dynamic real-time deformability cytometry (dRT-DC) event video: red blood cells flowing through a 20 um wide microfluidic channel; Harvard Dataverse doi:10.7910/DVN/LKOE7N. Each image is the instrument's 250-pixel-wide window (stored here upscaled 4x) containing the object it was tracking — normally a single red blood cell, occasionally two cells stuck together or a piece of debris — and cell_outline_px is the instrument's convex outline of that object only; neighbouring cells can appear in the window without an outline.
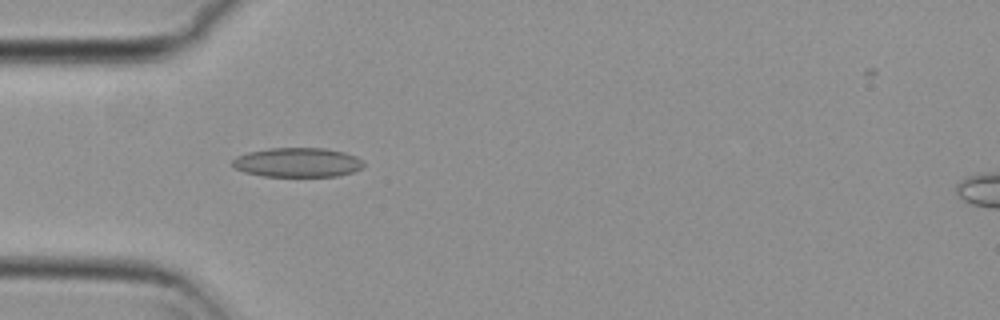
{"species": "common noctule bat (a hibernating species)", "species_latin": "Nyctalus noctula", "temperature_condition": "cold", "stored_images_in_passage": 43, "camera_frame_rate_fps": 3000, "um_per_image_px": 0.085, "animal": {"sex": "female", "body_mass_g": 29.2, "forearm_length_mm": 56.3}, "frame": {"image": 1, "passage_image": 7, "time_ms": 2.0, "image_size_px": [1000, 320], "cell_outline_px": [[364, 168], [352, 172], [336, 176], [264, 176], [244, 172], [236, 168], [232, 164], [232, 160], [236, 156], [248, 152], [268, 148], [324, 148], [344, 152], [356, 156], [364, 164]], "centroid_in_image_um": [25.29, 13.8], "position_along_channel_um": 59.7, "area_um2": 22.43}}
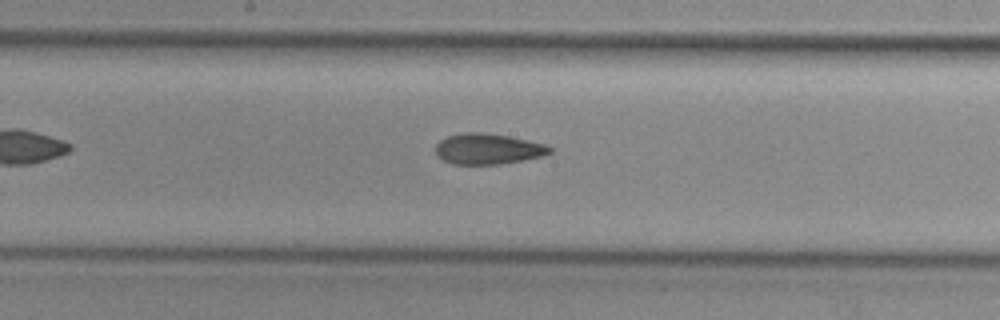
{"frame": {"image": 2, "passage_image": 19, "time_ms": 6.0, "image_size_px": [1000, 320], "cell_outline_px": [[552, 152], [540, 156], [500, 164], [452, 164], [436, 156], [436, 144], [440, 140], [448, 136], [464, 132], [484, 132], [508, 136], [528, 140], [544, 144], [552, 148]], "centroid_in_image_um": [41.43, 12.65], "position_along_channel_um": 206.8, "area_um2": 20.29}}
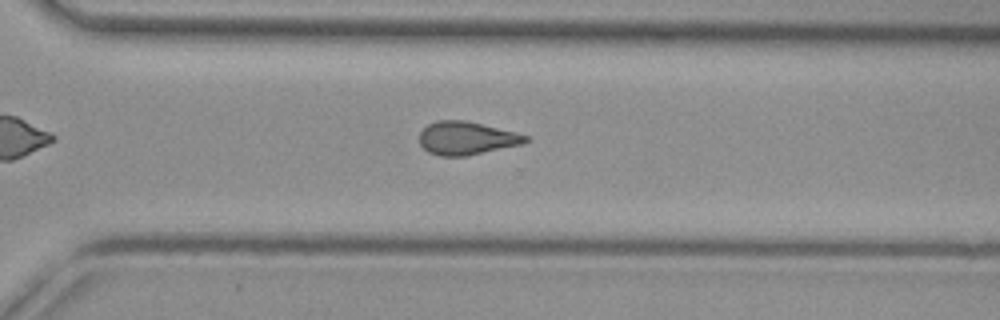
{"frame": {"image": 3, "passage_image": 29, "time_ms": 9.333, "image_size_px": [1000, 320], "cell_outline_px": [[528, 140], [520, 144], [468, 156], [440, 156], [428, 152], [420, 144], [420, 132], [428, 124], [436, 120], [464, 120], [516, 132], [528, 136]], "centroid_in_image_um": [39.62, 11.74], "position_along_channel_um": 331.0, "area_um2": 20.35}, "authors_computed_cell_mechanics": {"area_um2": 20.4612, "velocity_mm_per_s": 3.7455, "shape_relaxation_time_tau1_ms": null, "shape_relaxation_time_tau2_ms": 3.2341, "deformation_change_tau1": null, "deformation_change_tau2": 0.1041}}